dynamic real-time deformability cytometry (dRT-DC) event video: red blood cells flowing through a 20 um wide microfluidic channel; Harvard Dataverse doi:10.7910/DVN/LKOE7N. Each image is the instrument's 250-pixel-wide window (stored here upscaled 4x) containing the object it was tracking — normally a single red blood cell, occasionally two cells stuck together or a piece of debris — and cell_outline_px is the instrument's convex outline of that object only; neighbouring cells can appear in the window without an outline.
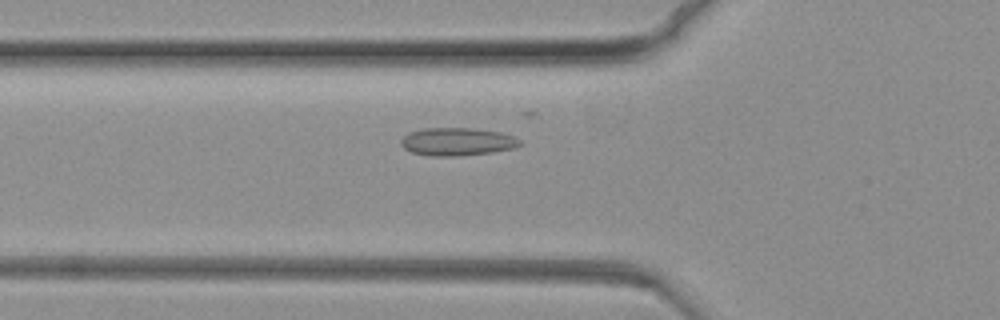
{"species": "common noctule bat (a hibernating species)", "species_latin": "Nyctalus noctula", "temperature_condition": "warm", "stored_images_in_passage": 66, "camera_frame_rate_fps": 3000, "um_per_image_px": 0.085, "animal": {"sex": "female", "body_mass_g": 19.3, "forearm_length_mm": 54.1}, "frame": {"image": 1, "passage_image": 29, "time_ms": 9.333, "image_size_px": [1000, 320], "cell_outline_px": [[524, 144], [516, 148], [492, 152], [460, 156], [428, 156], [412, 152], [404, 148], [400, 144], [400, 140], [408, 132], [424, 128], [472, 128], [500, 132], [512, 136], [520, 140]], "centroid_in_image_um": [38.86, 12.05], "position_along_channel_um": 86.9, "area_um2": 19.54}}
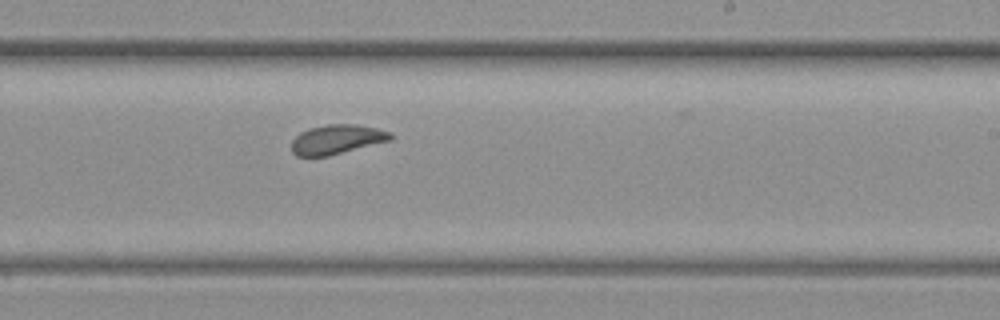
{"frame": {"image": 2, "passage_image": 49, "time_ms": 16.0, "image_size_px": [1000, 320], "cell_outline_px": [[392, 140], [328, 156], [296, 156], [292, 152], [292, 140], [300, 132], [308, 128], [328, 124], [356, 124], [376, 128], [392, 132]], "centroid_in_image_um": [28.63, 11.84], "position_along_channel_um": 260.4, "area_um2": 17.05}}
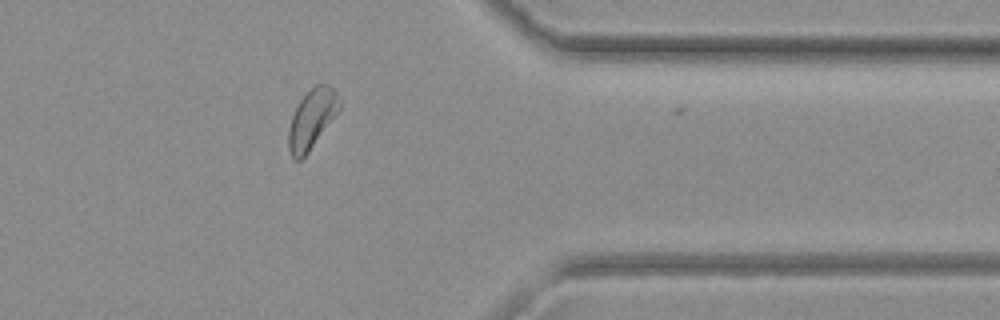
{"frame": {"image": 3, "passage_image": 65, "time_ms": 21.333, "image_size_px": [1000, 320], "cell_outline_px": [[340, 108], [308, 152], [300, 160], [296, 160], [292, 156], [288, 148], [288, 132], [292, 116], [300, 100], [316, 84], [328, 84], [336, 92], [340, 104]], "centroid_in_image_um": [26.49, 10.11], "position_along_channel_um": 384.9, "area_um2": 16.99}}